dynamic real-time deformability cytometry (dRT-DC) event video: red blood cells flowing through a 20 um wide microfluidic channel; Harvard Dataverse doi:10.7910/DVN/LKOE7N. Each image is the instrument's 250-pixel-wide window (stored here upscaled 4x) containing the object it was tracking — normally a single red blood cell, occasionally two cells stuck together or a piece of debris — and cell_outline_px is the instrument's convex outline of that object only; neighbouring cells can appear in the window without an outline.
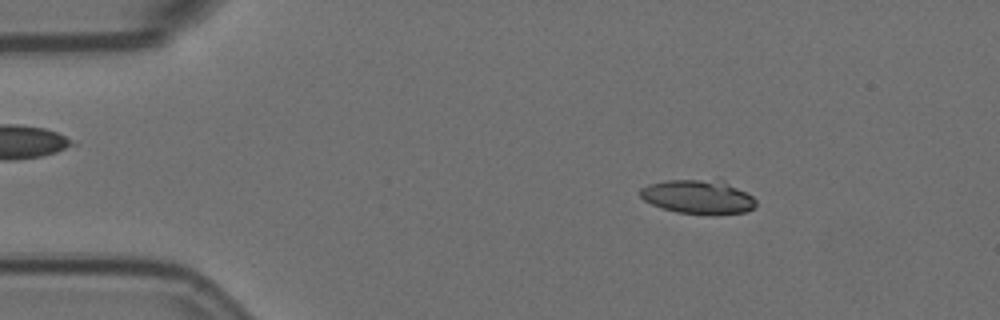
{"species": "Egyptian fruit bat (a non-hibernating species)", "species_latin": "Rousettus aegyptiacus", "temperature_condition": "room temperature", "stored_images_in_passage": 56, "camera_frame_rate_fps": 3000, "um_per_image_px": 0.085, "animal": {"sex": "female"}, "frame": {"image": 1, "passage_image": 8, "time_ms": 2.333, "image_size_px": [1000, 320], "cell_outline_px": [[756, 204], [752, 208], [744, 212], [712, 216], [676, 212], [652, 204], [644, 200], [640, 196], [640, 188], [648, 184], [664, 180], [716, 176], [724, 180], [752, 196], [756, 200]], "centroid_in_image_um": [59.35, 16.69], "position_along_channel_um": 25.7, "area_um2": 23.99}}
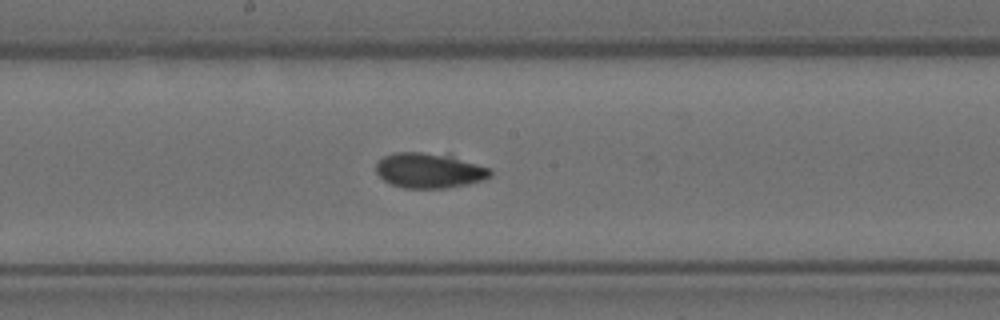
{"frame": {"image": 2, "passage_image": 29, "time_ms": 9.333, "image_size_px": [1000, 320], "cell_outline_px": [[492, 176], [484, 180], [468, 184], [444, 188], [404, 188], [392, 184], [384, 180], [376, 172], [376, 164], [384, 156], [396, 152], [420, 152], [452, 156], [492, 168]], "centroid_in_image_um": [36.52, 14.5], "position_along_channel_um": 211.7, "area_um2": 23.35}}
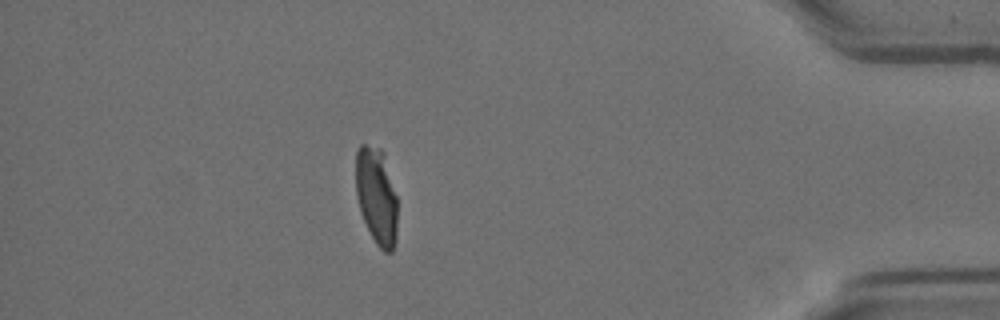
{"frame": {"image": 3, "passage_image": 49, "time_ms": 16.0, "image_size_px": [1000, 320], "cell_outline_px": [[396, 240], [392, 252], [384, 252], [376, 244], [360, 212], [356, 196], [356, 152], [360, 144], [364, 144], [380, 148], [384, 152], [396, 196]], "centroid_in_image_um": [31.99, 16.64], "position_along_channel_um": 403.2, "area_um2": 23.52}}